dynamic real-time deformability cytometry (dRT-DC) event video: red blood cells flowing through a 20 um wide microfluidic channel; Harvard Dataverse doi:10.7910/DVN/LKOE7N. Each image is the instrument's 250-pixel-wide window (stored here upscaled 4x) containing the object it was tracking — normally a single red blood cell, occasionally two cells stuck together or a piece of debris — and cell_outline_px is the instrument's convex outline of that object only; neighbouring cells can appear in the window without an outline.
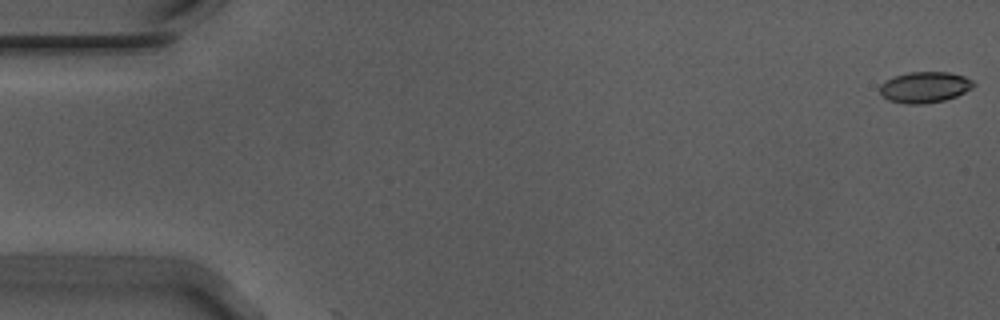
{"species": "Egyptian fruit bat (a non-hibernating species)", "species_latin": "Rousettus aegyptiacus", "temperature_condition": "warm", "stored_images_in_passage": 2, "camera_frame_rate_fps": 3000, "um_per_image_px": 0.085, "animal": {"sex": "male"}, "frame": {"image": 1, "passage_image": 1, "time_ms": 0.0, "image_size_px": [1000, 320], "cell_outline_px": [[976, 84], [972, 88], [956, 96], [944, 100], [924, 104], [904, 104], [888, 100], [880, 92], [880, 84], [896, 76], [908, 72], [948, 72], [964, 76], [972, 80]], "centroid_in_image_um": [78.62, 7.42], "position_along_channel_um": 6.4, "area_um2": 16.82}}